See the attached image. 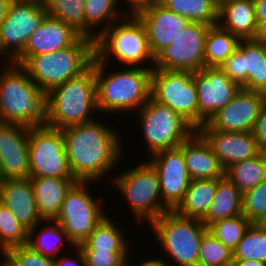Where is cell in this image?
<instances>
[{"instance_id": "cell-22", "label": "cell", "mask_w": 266, "mask_h": 266, "mask_svg": "<svg viewBox=\"0 0 266 266\" xmlns=\"http://www.w3.org/2000/svg\"><path fill=\"white\" fill-rule=\"evenodd\" d=\"M0 202L10 209L28 232L42 220L29 178L0 180Z\"/></svg>"}, {"instance_id": "cell-9", "label": "cell", "mask_w": 266, "mask_h": 266, "mask_svg": "<svg viewBox=\"0 0 266 266\" xmlns=\"http://www.w3.org/2000/svg\"><path fill=\"white\" fill-rule=\"evenodd\" d=\"M141 139H145L147 157L166 149L179 147L197 130L177 112L151 97L137 112Z\"/></svg>"}, {"instance_id": "cell-8", "label": "cell", "mask_w": 266, "mask_h": 266, "mask_svg": "<svg viewBox=\"0 0 266 266\" xmlns=\"http://www.w3.org/2000/svg\"><path fill=\"white\" fill-rule=\"evenodd\" d=\"M149 228L154 232V241H158L159 248L164 251L163 260L167 256L169 266H198L199 248L208 232V227L200 219L168 211L154 220Z\"/></svg>"}, {"instance_id": "cell-47", "label": "cell", "mask_w": 266, "mask_h": 266, "mask_svg": "<svg viewBox=\"0 0 266 266\" xmlns=\"http://www.w3.org/2000/svg\"><path fill=\"white\" fill-rule=\"evenodd\" d=\"M159 255L160 254H158L155 258H153V256H149L148 257V255H146V259L144 258V260L142 261V259H135V260H141V261H139V263H138V261L136 262L137 264H135L134 262H132L131 263V261H134V260H132L131 258H130V266H169V264L167 263V261L166 260H163L162 259V256H161V258L159 257ZM147 258H149V259H147Z\"/></svg>"}, {"instance_id": "cell-24", "label": "cell", "mask_w": 266, "mask_h": 266, "mask_svg": "<svg viewBox=\"0 0 266 266\" xmlns=\"http://www.w3.org/2000/svg\"><path fill=\"white\" fill-rule=\"evenodd\" d=\"M217 24L240 40L257 39L259 26L253 0H231L218 8Z\"/></svg>"}, {"instance_id": "cell-20", "label": "cell", "mask_w": 266, "mask_h": 266, "mask_svg": "<svg viewBox=\"0 0 266 266\" xmlns=\"http://www.w3.org/2000/svg\"><path fill=\"white\" fill-rule=\"evenodd\" d=\"M198 132L205 138L224 169L261 152L251 131L225 132L212 129L207 123Z\"/></svg>"}, {"instance_id": "cell-48", "label": "cell", "mask_w": 266, "mask_h": 266, "mask_svg": "<svg viewBox=\"0 0 266 266\" xmlns=\"http://www.w3.org/2000/svg\"><path fill=\"white\" fill-rule=\"evenodd\" d=\"M255 16L259 29L266 23V0H253Z\"/></svg>"}, {"instance_id": "cell-50", "label": "cell", "mask_w": 266, "mask_h": 266, "mask_svg": "<svg viewBox=\"0 0 266 266\" xmlns=\"http://www.w3.org/2000/svg\"><path fill=\"white\" fill-rule=\"evenodd\" d=\"M12 0H0V25L5 20L9 4Z\"/></svg>"}, {"instance_id": "cell-29", "label": "cell", "mask_w": 266, "mask_h": 266, "mask_svg": "<svg viewBox=\"0 0 266 266\" xmlns=\"http://www.w3.org/2000/svg\"><path fill=\"white\" fill-rule=\"evenodd\" d=\"M107 215L95 227L93 232L78 247L81 250H111L112 252H130V240L126 239L127 235L123 227L114 222V218ZM113 219V220H112ZM130 250V251H129Z\"/></svg>"}, {"instance_id": "cell-56", "label": "cell", "mask_w": 266, "mask_h": 266, "mask_svg": "<svg viewBox=\"0 0 266 266\" xmlns=\"http://www.w3.org/2000/svg\"><path fill=\"white\" fill-rule=\"evenodd\" d=\"M122 266H130V258Z\"/></svg>"}, {"instance_id": "cell-33", "label": "cell", "mask_w": 266, "mask_h": 266, "mask_svg": "<svg viewBox=\"0 0 266 266\" xmlns=\"http://www.w3.org/2000/svg\"><path fill=\"white\" fill-rule=\"evenodd\" d=\"M225 177L243 194L266 180V161L260 152L258 155L237 162L225 169Z\"/></svg>"}, {"instance_id": "cell-17", "label": "cell", "mask_w": 266, "mask_h": 266, "mask_svg": "<svg viewBox=\"0 0 266 266\" xmlns=\"http://www.w3.org/2000/svg\"><path fill=\"white\" fill-rule=\"evenodd\" d=\"M266 94L241 88L234 98L207 122L214 130L248 132L260 114Z\"/></svg>"}, {"instance_id": "cell-43", "label": "cell", "mask_w": 266, "mask_h": 266, "mask_svg": "<svg viewBox=\"0 0 266 266\" xmlns=\"http://www.w3.org/2000/svg\"><path fill=\"white\" fill-rule=\"evenodd\" d=\"M219 68L232 81L244 87V58H243V40L240 41L237 50H235Z\"/></svg>"}, {"instance_id": "cell-51", "label": "cell", "mask_w": 266, "mask_h": 266, "mask_svg": "<svg viewBox=\"0 0 266 266\" xmlns=\"http://www.w3.org/2000/svg\"><path fill=\"white\" fill-rule=\"evenodd\" d=\"M257 39L266 45V23L260 28Z\"/></svg>"}, {"instance_id": "cell-7", "label": "cell", "mask_w": 266, "mask_h": 266, "mask_svg": "<svg viewBox=\"0 0 266 266\" xmlns=\"http://www.w3.org/2000/svg\"><path fill=\"white\" fill-rule=\"evenodd\" d=\"M124 170L111 175L114 178H109V182L125 197L134 223L150 225L163 213L170 211L161 198L158 173L148 161L138 162Z\"/></svg>"}, {"instance_id": "cell-36", "label": "cell", "mask_w": 266, "mask_h": 266, "mask_svg": "<svg viewBox=\"0 0 266 266\" xmlns=\"http://www.w3.org/2000/svg\"><path fill=\"white\" fill-rule=\"evenodd\" d=\"M48 16L72 26L85 36V0H47Z\"/></svg>"}, {"instance_id": "cell-41", "label": "cell", "mask_w": 266, "mask_h": 266, "mask_svg": "<svg viewBox=\"0 0 266 266\" xmlns=\"http://www.w3.org/2000/svg\"><path fill=\"white\" fill-rule=\"evenodd\" d=\"M2 256H4L12 266H55L53 258L34 251L27 244L12 247Z\"/></svg>"}, {"instance_id": "cell-54", "label": "cell", "mask_w": 266, "mask_h": 266, "mask_svg": "<svg viewBox=\"0 0 266 266\" xmlns=\"http://www.w3.org/2000/svg\"><path fill=\"white\" fill-rule=\"evenodd\" d=\"M20 1H34V2H38V3L42 4V5H45L46 2H47V0H20Z\"/></svg>"}, {"instance_id": "cell-32", "label": "cell", "mask_w": 266, "mask_h": 266, "mask_svg": "<svg viewBox=\"0 0 266 266\" xmlns=\"http://www.w3.org/2000/svg\"><path fill=\"white\" fill-rule=\"evenodd\" d=\"M240 39L218 24L210 25L204 48L205 67H219L235 50Z\"/></svg>"}, {"instance_id": "cell-37", "label": "cell", "mask_w": 266, "mask_h": 266, "mask_svg": "<svg viewBox=\"0 0 266 266\" xmlns=\"http://www.w3.org/2000/svg\"><path fill=\"white\" fill-rule=\"evenodd\" d=\"M28 231L15 218L10 209L0 202V253L3 255L8 249L26 245Z\"/></svg>"}, {"instance_id": "cell-44", "label": "cell", "mask_w": 266, "mask_h": 266, "mask_svg": "<svg viewBox=\"0 0 266 266\" xmlns=\"http://www.w3.org/2000/svg\"><path fill=\"white\" fill-rule=\"evenodd\" d=\"M251 132L259 148H264L266 146V101L262 106Z\"/></svg>"}, {"instance_id": "cell-2", "label": "cell", "mask_w": 266, "mask_h": 266, "mask_svg": "<svg viewBox=\"0 0 266 266\" xmlns=\"http://www.w3.org/2000/svg\"><path fill=\"white\" fill-rule=\"evenodd\" d=\"M108 66L110 65L101 62L95 56L94 73L98 113L115 116L121 113L125 116L126 112L134 114L150 98L152 69L123 66V68L117 67L115 70L107 71Z\"/></svg>"}, {"instance_id": "cell-46", "label": "cell", "mask_w": 266, "mask_h": 266, "mask_svg": "<svg viewBox=\"0 0 266 266\" xmlns=\"http://www.w3.org/2000/svg\"><path fill=\"white\" fill-rule=\"evenodd\" d=\"M124 4L128 5L129 16H136L139 12L146 10L147 8L153 7L159 4L161 0H119ZM124 1V2H123Z\"/></svg>"}, {"instance_id": "cell-5", "label": "cell", "mask_w": 266, "mask_h": 266, "mask_svg": "<svg viewBox=\"0 0 266 266\" xmlns=\"http://www.w3.org/2000/svg\"><path fill=\"white\" fill-rule=\"evenodd\" d=\"M95 56V40L81 35L64 49L31 56L22 67L33 82L47 94L53 88L86 72Z\"/></svg>"}, {"instance_id": "cell-21", "label": "cell", "mask_w": 266, "mask_h": 266, "mask_svg": "<svg viewBox=\"0 0 266 266\" xmlns=\"http://www.w3.org/2000/svg\"><path fill=\"white\" fill-rule=\"evenodd\" d=\"M81 36L72 26L47 16L29 37L23 52L13 61L23 65L31 56L51 53L72 45Z\"/></svg>"}, {"instance_id": "cell-26", "label": "cell", "mask_w": 266, "mask_h": 266, "mask_svg": "<svg viewBox=\"0 0 266 266\" xmlns=\"http://www.w3.org/2000/svg\"><path fill=\"white\" fill-rule=\"evenodd\" d=\"M239 215H243V194L226 177L218 179L215 197L201 219L202 223L208 227L215 222Z\"/></svg>"}, {"instance_id": "cell-31", "label": "cell", "mask_w": 266, "mask_h": 266, "mask_svg": "<svg viewBox=\"0 0 266 266\" xmlns=\"http://www.w3.org/2000/svg\"><path fill=\"white\" fill-rule=\"evenodd\" d=\"M244 87L266 94V45L258 39L243 40Z\"/></svg>"}, {"instance_id": "cell-53", "label": "cell", "mask_w": 266, "mask_h": 266, "mask_svg": "<svg viewBox=\"0 0 266 266\" xmlns=\"http://www.w3.org/2000/svg\"><path fill=\"white\" fill-rule=\"evenodd\" d=\"M0 260V266H12L2 255Z\"/></svg>"}, {"instance_id": "cell-45", "label": "cell", "mask_w": 266, "mask_h": 266, "mask_svg": "<svg viewBox=\"0 0 266 266\" xmlns=\"http://www.w3.org/2000/svg\"><path fill=\"white\" fill-rule=\"evenodd\" d=\"M74 254L68 256L59 255L54 259L55 266H86V259L81 249L78 246L73 247ZM74 257V258H73Z\"/></svg>"}, {"instance_id": "cell-39", "label": "cell", "mask_w": 266, "mask_h": 266, "mask_svg": "<svg viewBox=\"0 0 266 266\" xmlns=\"http://www.w3.org/2000/svg\"><path fill=\"white\" fill-rule=\"evenodd\" d=\"M232 261V250L208 231L199 248L198 266H231Z\"/></svg>"}, {"instance_id": "cell-40", "label": "cell", "mask_w": 266, "mask_h": 266, "mask_svg": "<svg viewBox=\"0 0 266 266\" xmlns=\"http://www.w3.org/2000/svg\"><path fill=\"white\" fill-rule=\"evenodd\" d=\"M243 215L251 223L266 221V180L243 193Z\"/></svg>"}, {"instance_id": "cell-12", "label": "cell", "mask_w": 266, "mask_h": 266, "mask_svg": "<svg viewBox=\"0 0 266 266\" xmlns=\"http://www.w3.org/2000/svg\"><path fill=\"white\" fill-rule=\"evenodd\" d=\"M29 177L75 179L70 170L62 130L47 125L29 130Z\"/></svg>"}, {"instance_id": "cell-42", "label": "cell", "mask_w": 266, "mask_h": 266, "mask_svg": "<svg viewBox=\"0 0 266 266\" xmlns=\"http://www.w3.org/2000/svg\"><path fill=\"white\" fill-rule=\"evenodd\" d=\"M86 266H122L130 257V252H112L111 250H81Z\"/></svg>"}, {"instance_id": "cell-55", "label": "cell", "mask_w": 266, "mask_h": 266, "mask_svg": "<svg viewBox=\"0 0 266 266\" xmlns=\"http://www.w3.org/2000/svg\"><path fill=\"white\" fill-rule=\"evenodd\" d=\"M261 153H262V155H263V157L265 158V161H266V146L261 149Z\"/></svg>"}, {"instance_id": "cell-28", "label": "cell", "mask_w": 266, "mask_h": 266, "mask_svg": "<svg viewBox=\"0 0 266 266\" xmlns=\"http://www.w3.org/2000/svg\"><path fill=\"white\" fill-rule=\"evenodd\" d=\"M66 243H68L72 252L74 245L68 239L61 224L56 220H41L39 224L28 232L27 245L34 251L53 259L61 255L60 253L63 255L61 251L65 248L64 246H67L65 245Z\"/></svg>"}, {"instance_id": "cell-49", "label": "cell", "mask_w": 266, "mask_h": 266, "mask_svg": "<svg viewBox=\"0 0 266 266\" xmlns=\"http://www.w3.org/2000/svg\"><path fill=\"white\" fill-rule=\"evenodd\" d=\"M231 266H266V263L255 259H249V260L233 259Z\"/></svg>"}, {"instance_id": "cell-1", "label": "cell", "mask_w": 266, "mask_h": 266, "mask_svg": "<svg viewBox=\"0 0 266 266\" xmlns=\"http://www.w3.org/2000/svg\"><path fill=\"white\" fill-rule=\"evenodd\" d=\"M103 123L98 118L62 129L68 164L77 181L101 182L123 161L122 134L115 125Z\"/></svg>"}, {"instance_id": "cell-16", "label": "cell", "mask_w": 266, "mask_h": 266, "mask_svg": "<svg viewBox=\"0 0 266 266\" xmlns=\"http://www.w3.org/2000/svg\"><path fill=\"white\" fill-rule=\"evenodd\" d=\"M157 171L163 204L174 211L191 183L180 147L158 151L146 159Z\"/></svg>"}, {"instance_id": "cell-11", "label": "cell", "mask_w": 266, "mask_h": 266, "mask_svg": "<svg viewBox=\"0 0 266 266\" xmlns=\"http://www.w3.org/2000/svg\"><path fill=\"white\" fill-rule=\"evenodd\" d=\"M150 97L177 112L198 131V94L192 71L153 68Z\"/></svg>"}, {"instance_id": "cell-18", "label": "cell", "mask_w": 266, "mask_h": 266, "mask_svg": "<svg viewBox=\"0 0 266 266\" xmlns=\"http://www.w3.org/2000/svg\"><path fill=\"white\" fill-rule=\"evenodd\" d=\"M29 130L0 121V180L29 178Z\"/></svg>"}, {"instance_id": "cell-27", "label": "cell", "mask_w": 266, "mask_h": 266, "mask_svg": "<svg viewBox=\"0 0 266 266\" xmlns=\"http://www.w3.org/2000/svg\"><path fill=\"white\" fill-rule=\"evenodd\" d=\"M119 6V0H85V36L96 40L113 23L129 16V10Z\"/></svg>"}, {"instance_id": "cell-35", "label": "cell", "mask_w": 266, "mask_h": 266, "mask_svg": "<svg viewBox=\"0 0 266 266\" xmlns=\"http://www.w3.org/2000/svg\"><path fill=\"white\" fill-rule=\"evenodd\" d=\"M232 252L233 259H255L266 263V225L251 223Z\"/></svg>"}, {"instance_id": "cell-3", "label": "cell", "mask_w": 266, "mask_h": 266, "mask_svg": "<svg viewBox=\"0 0 266 266\" xmlns=\"http://www.w3.org/2000/svg\"><path fill=\"white\" fill-rule=\"evenodd\" d=\"M1 64L0 121L29 128L45 125L46 94L21 65L13 62Z\"/></svg>"}, {"instance_id": "cell-34", "label": "cell", "mask_w": 266, "mask_h": 266, "mask_svg": "<svg viewBox=\"0 0 266 266\" xmlns=\"http://www.w3.org/2000/svg\"><path fill=\"white\" fill-rule=\"evenodd\" d=\"M160 4L190 22L215 25L218 21V8L211 0H161Z\"/></svg>"}, {"instance_id": "cell-15", "label": "cell", "mask_w": 266, "mask_h": 266, "mask_svg": "<svg viewBox=\"0 0 266 266\" xmlns=\"http://www.w3.org/2000/svg\"><path fill=\"white\" fill-rule=\"evenodd\" d=\"M198 94V130L227 105L242 88L219 67H204L193 72Z\"/></svg>"}, {"instance_id": "cell-6", "label": "cell", "mask_w": 266, "mask_h": 266, "mask_svg": "<svg viewBox=\"0 0 266 266\" xmlns=\"http://www.w3.org/2000/svg\"><path fill=\"white\" fill-rule=\"evenodd\" d=\"M95 55L107 64L117 60L121 67H154L145 28L136 16H125L98 36Z\"/></svg>"}, {"instance_id": "cell-10", "label": "cell", "mask_w": 266, "mask_h": 266, "mask_svg": "<svg viewBox=\"0 0 266 266\" xmlns=\"http://www.w3.org/2000/svg\"><path fill=\"white\" fill-rule=\"evenodd\" d=\"M93 183L97 184L77 181L67 192L59 215L55 219L61 224L74 246L83 243L101 220L108 215L106 212L108 208H104L106 204L100 196L96 197L89 191Z\"/></svg>"}, {"instance_id": "cell-30", "label": "cell", "mask_w": 266, "mask_h": 266, "mask_svg": "<svg viewBox=\"0 0 266 266\" xmlns=\"http://www.w3.org/2000/svg\"><path fill=\"white\" fill-rule=\"evenodd\" d=\"M217 185L218 179L191 180L182 202L174 211L180 216L201 220L215 197Z\"/></svg>"}, {"instance_id": "cell-52", "label": "cell", "mask_w": 266, "mask_h": 266, "mask_svg": "<svg viewBox=\"0 0 266 266\" xmlns=\"http://www.w3.org/2000/svg\"><path fill=\"white\" fill-rule=\"evenodd\" d=\"M211 1L214 3V5L217 8H219L221 5H223L224 3L229 2L231 0H211Z\"/></svg>"}, {"instance_id": "cell-4", "label": "cell", "mask_w": 266, "mask_h": 266, "mask_svg": "<svg viewBox=\"0 0 266 266\" xmlns=\"http://www.w3.org/2000/svg\"><path fill=\"white\" fill-rule=\"evenodd\" d=\"M97 111L93 60L91 67L86 72L69 79L46 94L45 125L62 130L94 121L97 119Z\"/></svg>"}, {"instance_id": "cell-23", "label": "cell", "mask_w": 266, "mask_h": 266, "mask_svg": "<svg viewBox=\"0 0 266 266\" xmlns=\"http://www.w3.org/2000/svg\"><path fill=\"white\" fill-rule=\"evenodd\" d=\"M192 180L222 179L225 169L205 138L196 131L180 146Z\"/></svg>"}, {"instance_id": "cell-13", "label": "cell", "mask_w": 266, "mask_h": 266, "mask_svg": "<svg viewBox=\"0 0 266 266\" xmlns=\"http://www.w3.org/2000/svg\"><path fill=\"white\" fill-rule=\"evenodd\" d=\"M48 16L45 5L34 1L12 0L0 25V58L13 62L24 50L31 34Z\"/></svg>"}, {"instance_id": "cell-19", "label": "cell", "mask_w": 266, "mask_h": 266, "mask_svg": "<svg viewBox=\"0 0 266 266\" xmlns=\"http://www.w3.org/2000/svg\"><path fill=\"white\" fill-rule=\"evenodd\" d=\"M136 17L145 28L154 58L190 23L187 18L166 9L160 3L139 12Z\"/></svg>"}, {"instance_id": "cell-25", "label": "cell", "mask_w": 266, "mask_h": 266, "mask_svg": "<svg viewBox=\"0 0 266 266\" xmlns=\"http://www.w3.org/2000/svg\"><path fill=\"white\" fill-rule=\"evenodd\" d=\"M33 187L36 207L42 220H55L59 215L67 192L76 179L29 177Z\"/></svg>"}, {"instance_id": "cell-38", "label": "cell", "mask_w": 266, "mask_h": 266, "mask_svg": "<svg viewBox=\"0 0 266 266\" xmlns=\"http://www.w3.org/2000/svg\"><path fill=\"white\" fill-rule=\"evenodd\" d=\"M250 224L251 222L244 215H239L209 225L208 231L233 251Z\"/></svg>"}, {"instance_id": "cell-14", "label": "cell", "mask_w": 266, "mask_h": 266, "mask_svg": "<svg viewBox=\"0 0 266 266\" xmlns=\"http://www.w3.org/2000/svg\"><path fill=\"white\" fill-rule=\"evenodd\" d=\"M210 25L190 22L154 58L156 69L200 71L205 67V38Z\"/></svg>"}]
</instances>
